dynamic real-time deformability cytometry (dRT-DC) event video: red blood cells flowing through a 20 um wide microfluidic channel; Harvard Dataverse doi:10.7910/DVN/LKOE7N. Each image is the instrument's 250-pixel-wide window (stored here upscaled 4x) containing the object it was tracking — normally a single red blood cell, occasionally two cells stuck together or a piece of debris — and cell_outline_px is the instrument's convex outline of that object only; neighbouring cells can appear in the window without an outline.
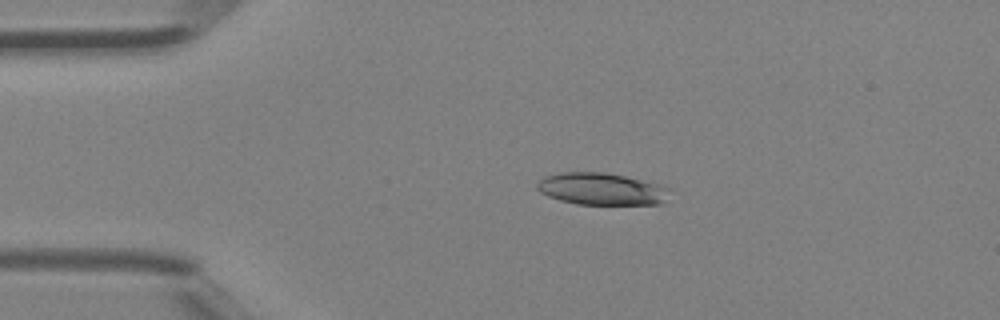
{"species": "Egyptian fruit bat (a non-hibernating species)", "species_latin": "Rousettus aegyptiacus", "temperature_condition": "room temperature", "stored_images_in_passage": 3, "camera_frame_rate_fps": 3000, "um_per_image_px": 0.085, "animal": {"sex": "female"}, "frame": {"image": 1, "passage_image": 2, "time_ms": 0.333, "image_size_px": [1000, 320], "cell_outline_px": [[668, 188], [664, 200], [660, 204], [576, 204], [560, 200], [548, 196], [540, 192], [536, 188], [536, 184], [544, 176], [560, 172], [604, 172], [624, 176], [660, 184]], "centroid_in_image_um": [51.06, 16.05], "position_along_channel_um": 33.9, "area_um2": 24.57}}